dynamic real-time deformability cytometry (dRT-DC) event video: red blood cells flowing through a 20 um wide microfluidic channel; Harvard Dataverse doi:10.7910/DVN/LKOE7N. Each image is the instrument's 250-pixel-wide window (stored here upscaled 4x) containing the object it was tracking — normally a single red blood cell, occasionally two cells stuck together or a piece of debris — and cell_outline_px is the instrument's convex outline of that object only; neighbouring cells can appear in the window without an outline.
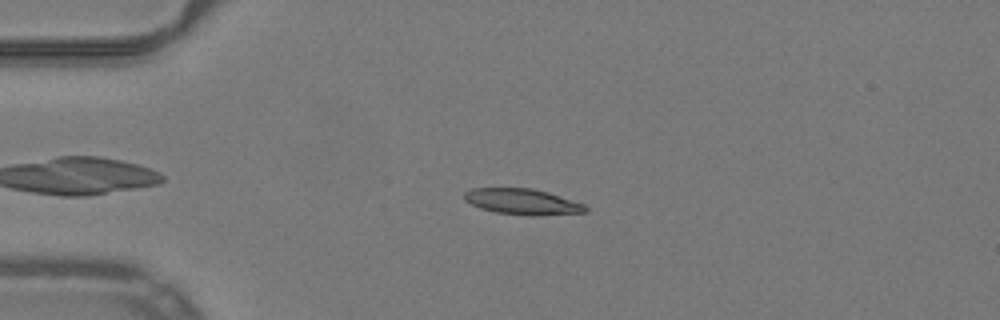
{"species": "common noctule bat (a hibernating species)", "species_latin": "Nyctalus noctula", "temperature_condition": "warm", "stored_images_in_passage": 27, "camera_frame_rate_fps": 3000, "um_per_image_px": 0.085, "animal": {"sex": "male", "body_mass_g": 19.2, "forearm_length_mm": 51.8}, "frame": {"image": 1, "passage_image": 8, "time_ms": 2.333, "image_size_px": [1000, 320], "cell_outline_px": [[588, 212], [532, 216], [528, 216], [496, 212], [480, 208], [464, 200], [464, 192], [472, 188], [532, 188], [548, 192], [584, 204], [588, 208]], "centroid_in_image_um": [44.41, 17.14], "position_along_channel_um": 40.6, "area_um2": 18.26}}
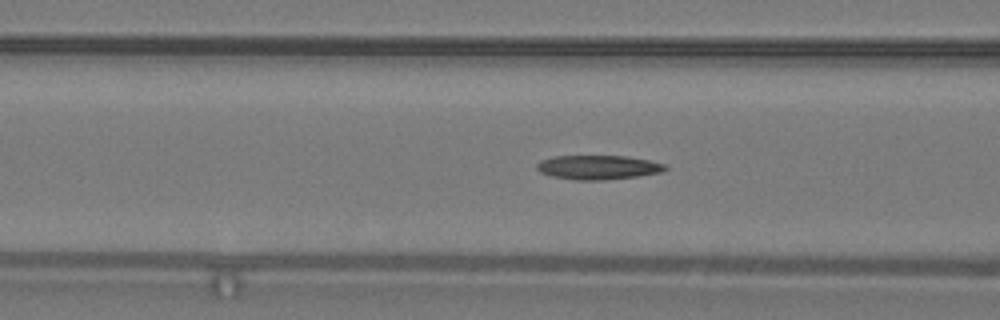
{"frame": {"image": 2, "passage_image": 16, "time_ms": 5.0, "image_size_px": [1000, 320], "cell_outline_px": [[668, 168], [664, 172], [636, 176], [604, 180], [576, 180], [552, 176], [540, 172], [536, 168], [536, 164], [540, 160], [552, 156], [624, 156], [648, 160], [664, 164]], "centroid_in_image_um": [50.82, 14.22], "position_along_channel_um": 115.8, "area_um2": 18.09}}
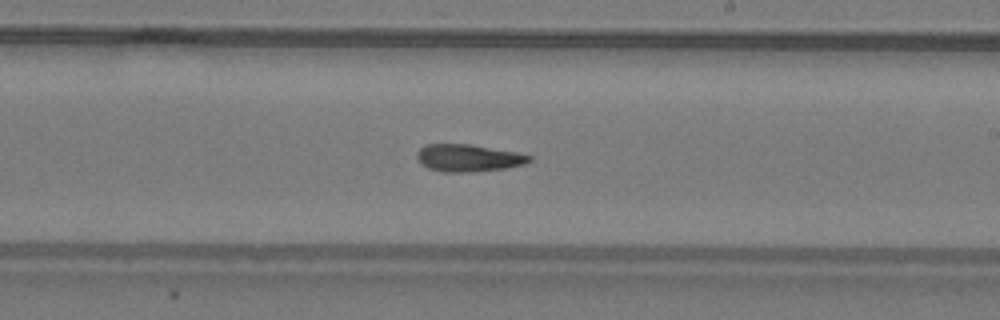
{"frame": {"image": 3, "passage_image": 26, "time_ms": 8.333, "image_size_px": [1000, 320], "cell_outline_px": [[532, 160], [524, 164], [504, 168], [468, 172], [440, 172], [428, 168], [420, 164], [416, 156], [416, 152], [420, 148], [428, 144], [472, 144], [516, 152], [532, 156]], "centroid_in_image_um": [39.77, 13.42], "position_along_channel_um": 249.2, "area_um2": 17.92}}